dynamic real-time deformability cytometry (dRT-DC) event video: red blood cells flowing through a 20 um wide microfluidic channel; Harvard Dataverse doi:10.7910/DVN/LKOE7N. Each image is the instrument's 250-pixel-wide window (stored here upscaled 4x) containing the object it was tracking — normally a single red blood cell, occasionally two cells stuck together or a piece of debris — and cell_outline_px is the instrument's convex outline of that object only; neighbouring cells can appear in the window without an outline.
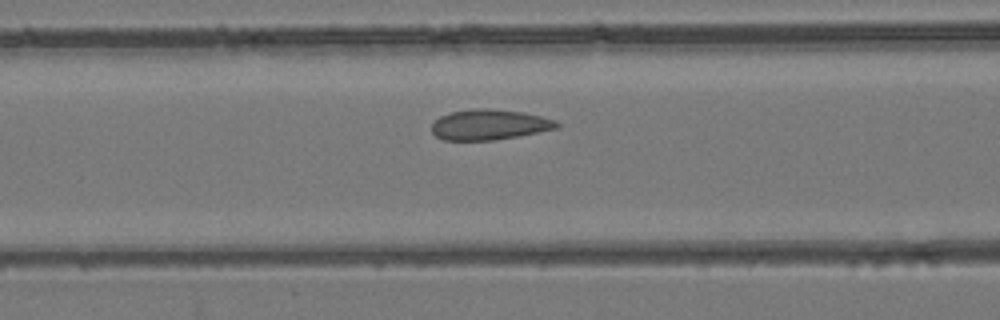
{"species": "common noctule bat (a hibernating species)", "species_latin": "Nyctalus noctula", "temperature_condition": "room temperature", "stored_images_in_passage": 36, "camera_frame_rate_fps": 3000, "um_per_image_px": 0.085, "animal": {"sex": "female", "body_mass_g": 24.6, "forearm_length_mm": 56.2}, "frame": {"image": 1, "passage_image": 8, "time_ms": 2.333, "image_size_px": [1000, 320], "cell_outline_px": [[560, 128], [520, 136], [496, 140], [444, 140], [436, 136], [432, 132], [432, 124], [440, 116], [452, 112], [476, 108], [488, 108], [524, 112], [556, 120], [560, 124]], "centroid_in_image_um": [41.64, 10.6], "position_along_channel_um": 125.0, "area_um2": 22.31}}
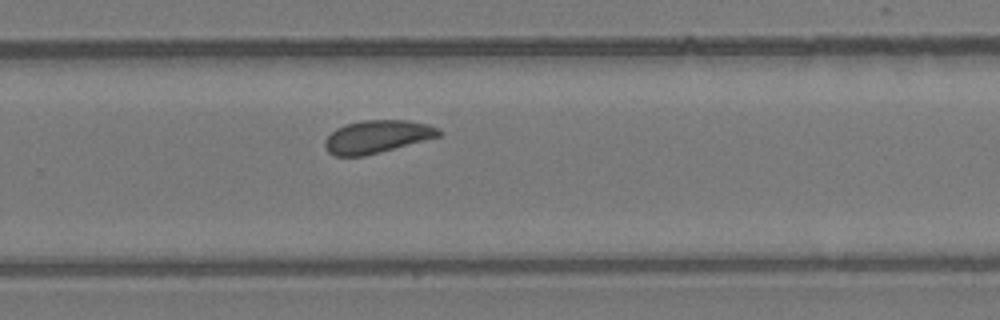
{"frame": {"image": 2, "passage_image": 20, "time_ms": 6.333, "image_size_px": [1000, 320], "cell_outline_px": [[444, 132], [440, 136], [380, 152], [364, 156], [332, 156], [324, 148], [324, 140], [336, 128], [344, 124], [364, 120], [408, 120], [428, 124]], "centroid_in_image_um": [32.02, 11.62], "position_along_channel_um": 297.8, "area_um2": 21.85}}
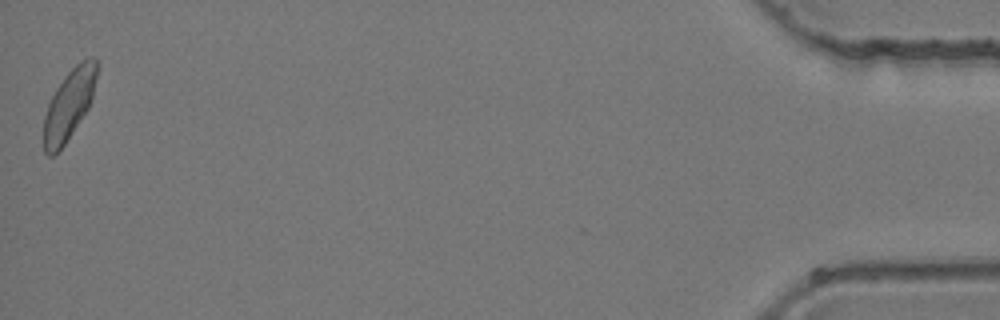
{"frame": {"image": 3, "passage_image": 36, "time_ms": 11.667, "image_size_px": [1000, 320], "cell_outline_px": [[96, 76], [92, 100], [88, 108], [64, 144], [52, 156], [48, 156], [44, 152], [44, 116], [48, 104], [56, 88], [64, 76], [76, 64], [92, 56], [96, 60]], "centroid_in_image_um": [5.85, 8.89], "position_along_channel_um": 429.3, "area_um2": 21.21}}